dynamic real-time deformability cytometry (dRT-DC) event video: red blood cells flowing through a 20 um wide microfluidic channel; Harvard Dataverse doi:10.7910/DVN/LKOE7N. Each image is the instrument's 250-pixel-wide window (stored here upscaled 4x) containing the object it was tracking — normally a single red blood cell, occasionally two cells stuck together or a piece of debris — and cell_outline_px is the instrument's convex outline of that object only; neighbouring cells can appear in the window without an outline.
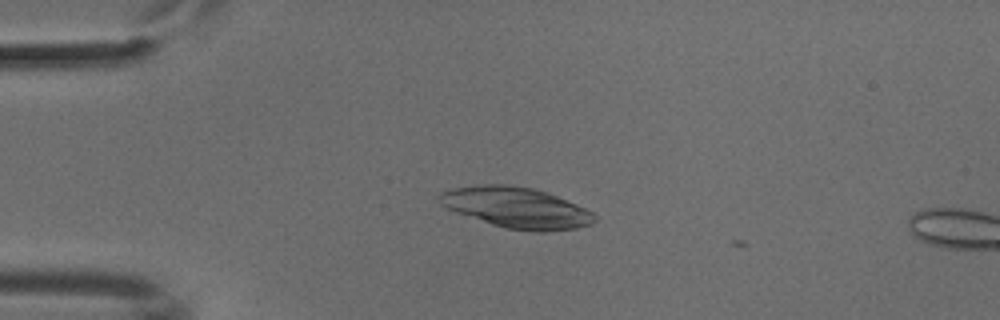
{"species": "common noctule bat (a hibernating species)", "species_latin": "Nyctalus noctula", "temperature_condition": "cold", "stored_images_in_passage": 8, "camera_frame_rate_fps": 3000, "um_per_image_px": 0.085, "animal": {"sex": "male", "body_mass_g": 18.8}, "frame": {"image": 1, "passage_image": 5, "time_ms": 1.333, "image_size_px": [1000, 320], "cell_outline_px": [[596, 220], [592, 224], [576, 228], [544, 232], [536, 232], [504, 228], [456, 212], [440, 204], [436, 196], [440, 192], [452, 188], [480, 184], [504, 184], [532, 188], [548, 192], [576, 204], [592, 212], [596, 216]], "centroid_in_image_um": [43.88, 17.64], "position_along_channel_um": 41.1, "area_um2": 36.93}}